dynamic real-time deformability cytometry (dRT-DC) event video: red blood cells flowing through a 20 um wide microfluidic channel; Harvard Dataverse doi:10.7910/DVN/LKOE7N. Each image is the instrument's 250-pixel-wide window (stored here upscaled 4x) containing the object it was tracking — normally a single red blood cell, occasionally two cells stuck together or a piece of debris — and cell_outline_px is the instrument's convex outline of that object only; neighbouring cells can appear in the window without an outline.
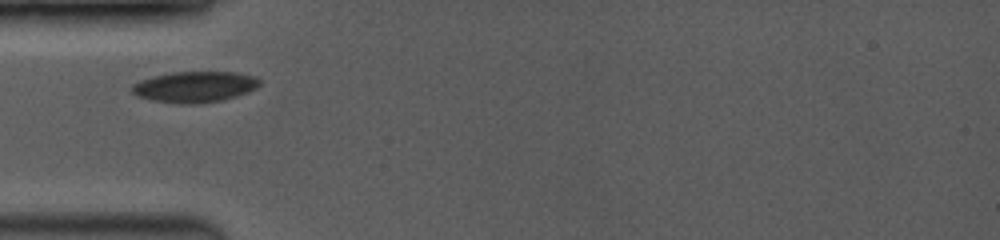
{"species": "common noctule bat (a hibernating species)", "species_latin": "Nyctalus noctula", "temperature_condition": "room temperature", "stored_images_in_passage": 8, "camera_frame_rate_fps": 3500, "um_per_image_px": 0.085, "animal": {"sex": "female", "body_mass_g": 19.0, "forearm_length_mm": 53.3}, "frame": {"image": 1, "passage_image": 3, "time_ms": 0.857, "image_size_px": [1000, 240], "cell_outline_px": [[260, 84], [256, 88], [248, 92], [224, 100], [200, 104], [180, 104], [152, 100], [136, 96], [132, 92], [132, 84], [140, 80], [172, 72], [236, 72], [252, 76], [260, 80]], "centroid_in_image_um": [16.55, 7.39], "position_along_channel_um": 68.5, "area_um2": 23.06}}
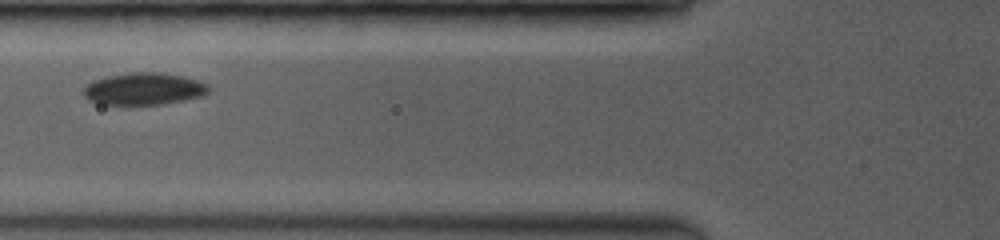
{"frame": {"image": 2, "passage_image": 5, "time_ms": 2.0, "image_size_px": [1000, 240], "cell_outline_px": [[208, 92], [204, 96], [164, 104], [100, 104], [88, 100], [84, 96], [84, 88], [92, 80], [108, 76], [128, 72], [156, 72], [184, 76], [208, 84]], "centroid_in_image_um": [12.23, 7.55], "position_along_channel_um": 113.6, "area_um2": 23.41}}
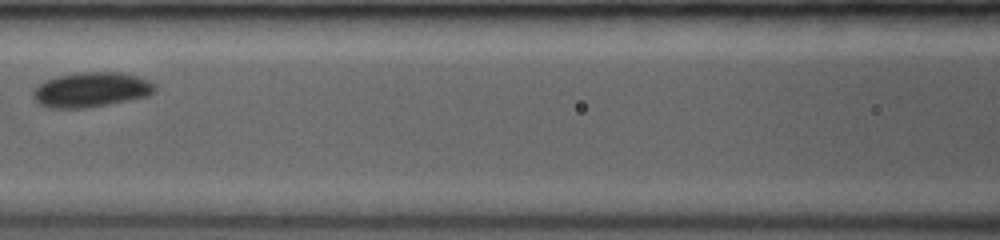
{"frame": {"image": 3, "passage_image": 7, "time_ms": 3.143, "image_size_px": [1000, 240], "cell_outline_px": [[156, 92], [148, 96], [88, 108], [48, 108], [40, 104], [32, 96], [32, 92], [44, 80], [56, 76], [76, 72], [120, 72], [136, 76], [148, 80], [156, 84]], "centroid_in_image_um": [7.76, 7.62], "position_along_channel_um": 158.8, "area_um2": 24.91}}